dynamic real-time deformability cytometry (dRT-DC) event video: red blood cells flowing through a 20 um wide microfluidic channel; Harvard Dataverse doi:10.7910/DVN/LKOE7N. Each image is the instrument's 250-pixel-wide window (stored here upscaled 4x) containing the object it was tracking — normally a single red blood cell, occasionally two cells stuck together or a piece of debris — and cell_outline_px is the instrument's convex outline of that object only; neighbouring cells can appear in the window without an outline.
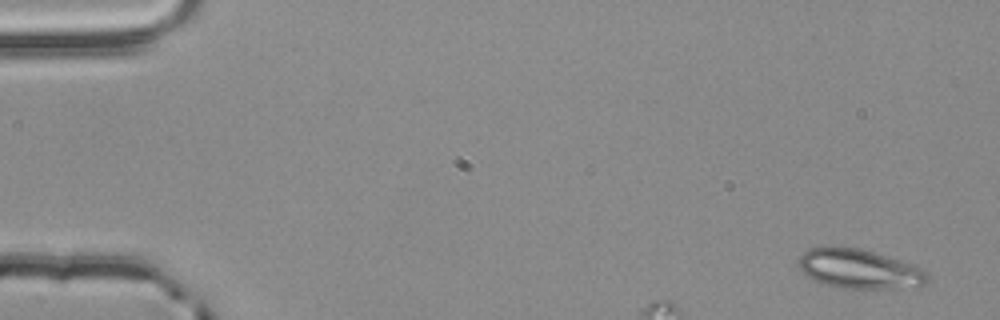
{"species": "common noctule bat (a hibernating species)", "species_latin": "Nyctalus noctula", "temperature_condition": "room temperature", "stored_images_in_passage": 3, "camera_frame_rate_fps": 3000, "um_per_image_px": 0.085, "animal": {"sex": "male", "body_mass_g": 20.4}, "frame": {"image": 1, "passage_image": 1, "time_ms": 0.0, "image_size_px": [1000, 320], "cell_outline_px": [[928, 280], [920, 288], [832, 288], [820, 284], [808, 276], [800, 268], [800, 256], [808, 248], [860, 248], [924, 268], [928, 272]], "centroid_in_image_um": [73.09, 22.9], "position_along_channel_um": 11.9, "area_um2": 29.48}}